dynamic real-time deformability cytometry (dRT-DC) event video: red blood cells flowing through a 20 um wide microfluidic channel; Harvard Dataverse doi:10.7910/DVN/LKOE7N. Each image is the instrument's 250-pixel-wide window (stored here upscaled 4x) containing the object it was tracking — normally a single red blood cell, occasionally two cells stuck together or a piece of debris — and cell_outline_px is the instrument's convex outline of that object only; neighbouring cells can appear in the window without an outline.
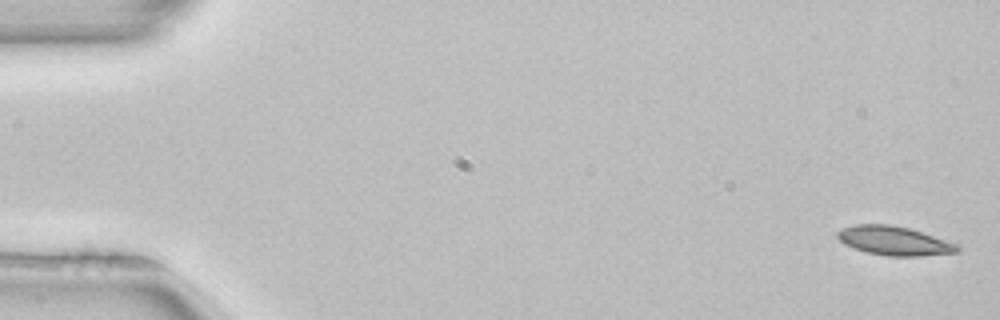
{"species": "common noctule bat (a hibernating species)", "species_latin": "Nyctalus noctula", "temperature_condition": "room temperature", "stored_images_in_passage": 3, "camera_frame_rate_fps": 3000, "um_per_image_px": 0.085, "animal": {"sex": "female", "body_mass_g": 22.7, "forearm_length_mm": 54.2}, "frame": {"image": 1, "passage_image": 1, "time_ms": 0.0, "image_size_px": [1000, 320], "cell_outline_px": [[960, 248], [956, 252], [920, 256], [888, 256], [868, 252], [844, 244], [836, 236], [836, 232], [844, 228], [856, 224], [888, 224], [908, 228], [956, 244]], "centroid_in_image_um": [75.96, 20.46], "position_along_channel_um": 9.0, "area_um2": 19.77}}
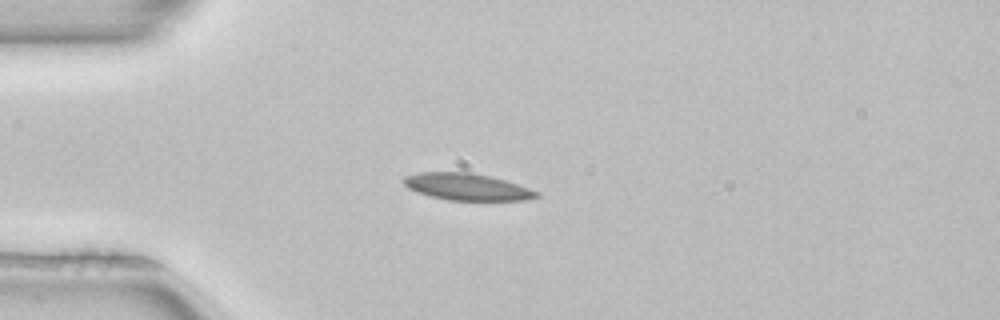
{"frame": {"image": 2, "passage_image": 3, "time_ms": 0.667, "image_size_px": [1000, 320], "cell_outline_px": [[540, 196], [524, 200], [448, 200], [432, 196], [408, 188], [404, 184], [404, 176], [420, 172], [468, 172], [488, 176], [504, 180], [540, 192]], "centroid_in_image_um": [39.7, 15.88], "position_along_channel_um": 45.3, "area_um2": 20.4}}